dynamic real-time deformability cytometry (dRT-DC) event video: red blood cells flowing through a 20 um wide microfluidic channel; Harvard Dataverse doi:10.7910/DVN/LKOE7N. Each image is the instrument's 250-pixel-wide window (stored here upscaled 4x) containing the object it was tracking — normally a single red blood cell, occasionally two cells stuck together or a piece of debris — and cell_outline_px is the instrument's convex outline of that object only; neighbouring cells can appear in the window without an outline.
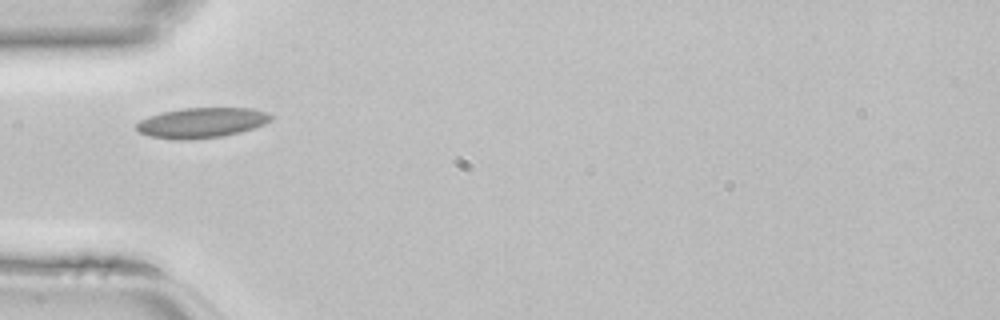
{"species": "common noctule bat (a hibernating species)", "species_latin": "Nyctalus noctula", "temperature_condition": "room temperature", "stored_images_in_passage": 32, "camera_frame_rate_fps": 3000, "um_per_image_px": 0.085, "animal": {"sex": "female", "body_mass_g": 22.7, "forearm_length_mm": 54.2}, "frame": {"image": 1, "passage_image": 1, "time_ms": 0.0, "image_size_px": [1000, 320], "cell_outline_px": [[276, 116], [272, 120], [264, 124], [240, 132], [220, 136], [188, 140], [180, 140], [148, 136], [140, 132], [136, 128], [136, 124], [140, 120], [148, 116], [164, 112], [184, 108], [252, 108], [268, 112]], "centroid_in_image_um": [17.17, 10.42], "position_along_channel_um": 67.8, "area_um2": 23.64}}
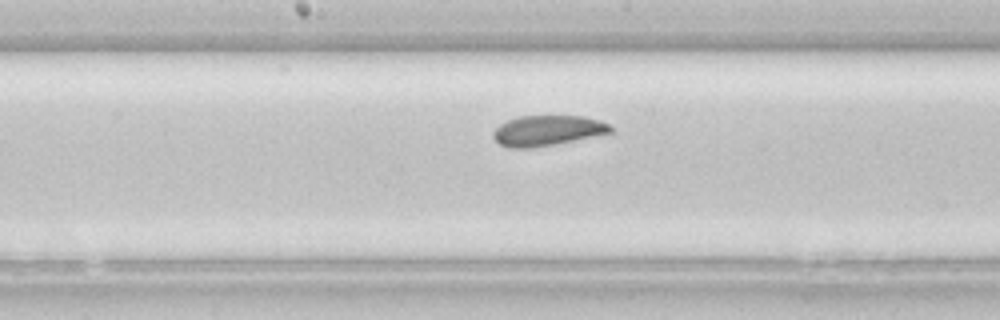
{"frame": {"image": 2, "passage_image": 10, "time_ms": 3.0, "image_size_px": [1000, 320], "cell_outline_px": [[612, 132], [556, 144], [532, 148], [508, 148], [500, 144], [492, 136], [492, 132], [500, 124], [508, 120], [520, 116], [584, 116], [600, 120], [608, 124], [612, 128]], "centroid_in_image_um": [46.51, 11.1], "position_along_channel_um": 201.7, "area_um2": 20.69}}
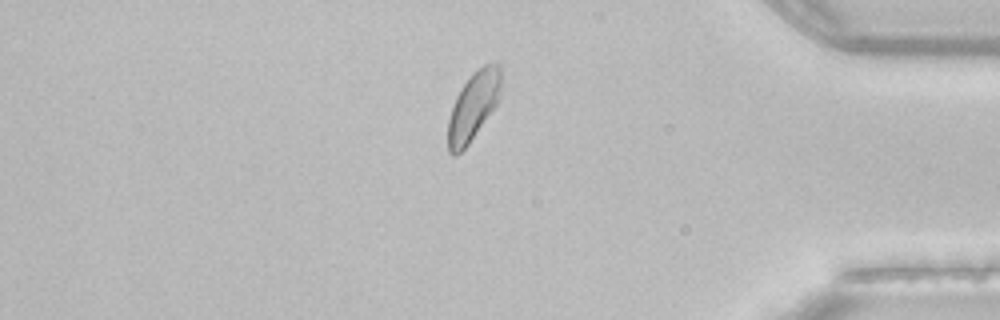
{"frame": {"image": 3, "passage_image": 25, "time_ms": 8.0, "image_size_px": [1000, 320], "cell_outline_px": [[500, 100], [468, 144], [456, 156], [452, 156], [448, 152], [448, 120], [456, 96], [472, 72], [484, 64], [492, 60], [496, 60], [500, 64]], "centroid_in_image_um": [40.25, 8.98], "position_along_channel_um": 395.0, "area_um2": 21.21}}